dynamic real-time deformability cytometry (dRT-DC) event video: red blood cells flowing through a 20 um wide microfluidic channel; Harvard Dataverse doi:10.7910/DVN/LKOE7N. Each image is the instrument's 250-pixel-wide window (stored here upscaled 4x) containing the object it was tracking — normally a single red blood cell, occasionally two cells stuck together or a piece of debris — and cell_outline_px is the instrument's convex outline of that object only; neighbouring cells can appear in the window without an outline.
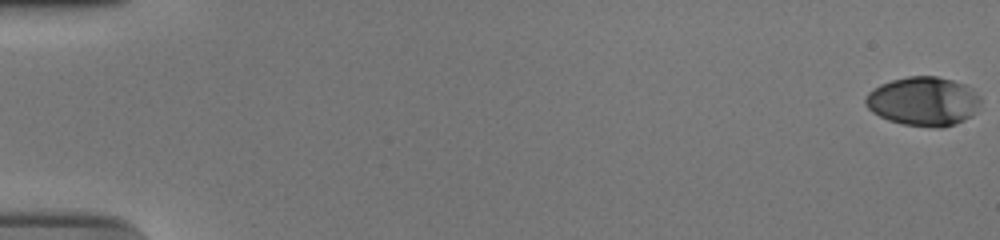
{"species": "human", "species_latin": "Homo sapiens", "temperature_condition": "cold", "stored_images_in_passage": 57, "camera_frame_rate_fps": 3000, "um_per_image_px": 0.085, "donor": {"sex": "male"}, "frame": {"image": 1, "passage_image": 1, "time_ms": 0.0, "image_size_px": [1000, 240], "cell_outline_px": [[980, 100], [972, 116], [956, 124], [940, 128], [936, 128], [904, 124], [888, 120], [872, 112], [864, 104], [864, 100], [868, 92], [872, 88], [880, 84], [892, 80], [908, 76], [936, 76], [952, 80], [964, 84], [972, 88], [980, 96]], "centroid_in_image_um": [78.47, 8.61], "position_along_channel_um": 6.5, "area_um2": 33.0}}
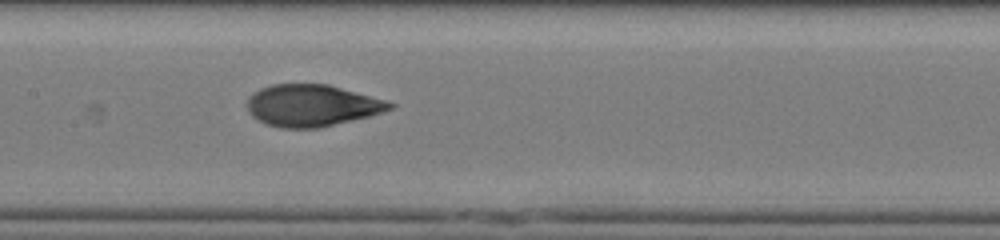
{"frame": {"image": 2, "passage_image": 30, "time_ms": 9.667, "image_size_px": [1000, 240], "cell_outline_px": [[396, 108], [368, 116], [320, 128], [280, 128], [264, 124], [252, 116], [248, 112], [248, 100], [260, 88], [272, 84], [328, 84], [388, 100], [396, 104]], "centroid_in_image_um": [26.55, 8.97], "position_along_channel_um": 180.9, "area_um2": 34.85}}
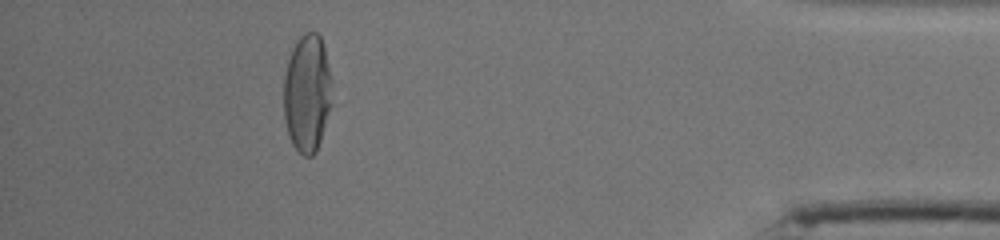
{"frame": {"image": 3, "passage_image": 52, "time_ms": 17.0, "image_size_px": [1000, 240], "cell_outline_px": [[328, 108], [320, 140], [316, 152], [312, 156], [304, 156], [292, 144], [288, 132], [284, 116], [284, 76], [288, 60], [292, 48], [300, 36], [304, 32], [316, 32], [320, 36], [324, 48], [328, 68]], "centroid_in_image_um": [26.04, 7.9], "position_along_channel_um": 409.2, "area_um2": 31.85}, "authors_computed_cell_mechanics": {"area_um2": 34.6222, "velocity_mm_per_s": 3.737, "shape_relaxation_time_tau1_ms": 4.2078, "shape_relaxation_time_tau2_ms": 1.0264, "deformation_change_tau1": 0.228, "deformation_change_tau2": 0.0644}}